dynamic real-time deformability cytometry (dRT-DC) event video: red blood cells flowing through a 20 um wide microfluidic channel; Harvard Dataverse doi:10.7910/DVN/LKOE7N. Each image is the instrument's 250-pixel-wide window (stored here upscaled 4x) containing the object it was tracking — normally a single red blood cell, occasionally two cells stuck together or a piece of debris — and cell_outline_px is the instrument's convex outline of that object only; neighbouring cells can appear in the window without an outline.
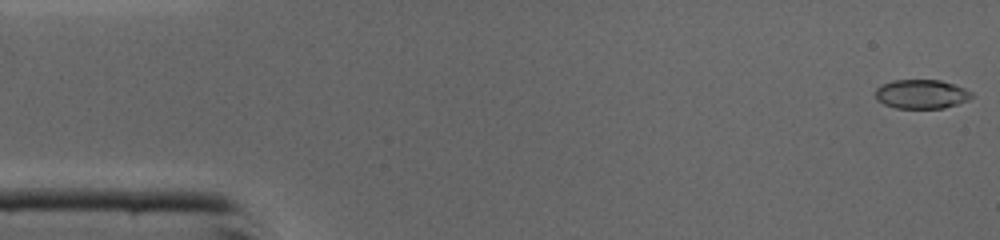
{"species": "common noctule bat (a hibernating species)", "species_latin": "Nyctalus noctula", "temperature_condition": "cold", "stored_images_in_passage": 45, "camera_frame_rate_fps": 3000, "um_per_image_px": 0.085, "animal": {"sex": "male", "body_mass_g": 19.0, "forearm_length_mm": 50.8}, "frame": {"image": 1, "passage_image": 1, "time_ms": 0.0, "image_size_px": [1000, 240], "cell_outline_px": [[972, 96], [968, 100], [944, 108], [896, 108], [884, 104], [876, 100], [876, 88], [892, 80], [940, 80], [964, 88], [972, 92]], "centroid_in_image_um": [78.31, 8.0], "position_along_channel_um": 6.7, "area_um2": 16.18}}
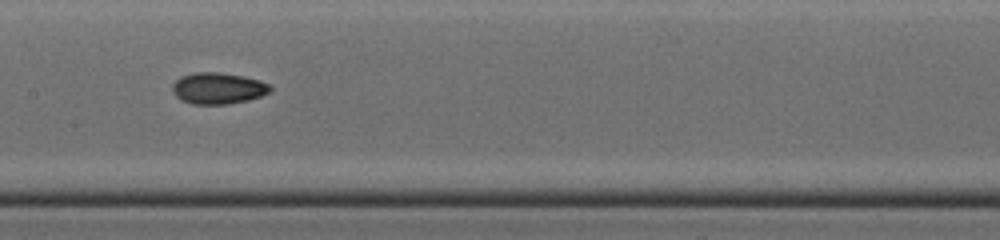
{"frame": {"image": 2, "passage_image": 22, "time_ms": 7.0, "image_size_px": [1000, 240], "cell_outline_px": [[272, 88], [268, 92], [260, 96], [248, 100], [228, 104], [192, 104], [180, 100], [172, 92], [172, 84], [180, 76], [196, 72], [220, 72], [260, 80], [272, 84]], "centroid_in_image_um": [18.51, 7.5], "position_along_channel_um": 188.9, "area_um2": 17.98}}
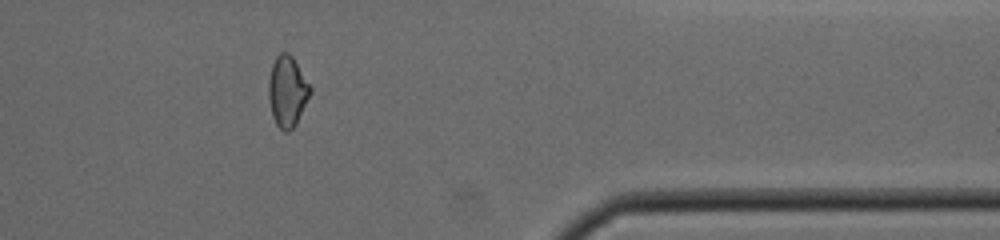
{"frame": {"image": 3, "passage_image": 37, "time_ms": 12.0, "image_size_px": [1000, 240], "cell_outline_px": [[312, 92], [296, 124], [288, 132], [284, 132], [276, 124], [272, 116], [268, 96], [268, 80], [272, 64], [276, 56], [280, 52], [288, 52], [292, 56], [312, 88]], "centroid_in_image_um": [24.42, 7.76], "position_along_channel_um": 387.0, "area_um2": 17.28}, "authors_computed_cell_mechanics": {"area_um2": 17.051, "velocity_mm_per_s": 4.4002, "shape_relaxation_time_tau1_ms": 2.2215, "shape_relaxation_time_tau2_ms": 3.7927, "deformation_change_tau1": 0.1298, "deformation_change_tau2": 0.0855}}